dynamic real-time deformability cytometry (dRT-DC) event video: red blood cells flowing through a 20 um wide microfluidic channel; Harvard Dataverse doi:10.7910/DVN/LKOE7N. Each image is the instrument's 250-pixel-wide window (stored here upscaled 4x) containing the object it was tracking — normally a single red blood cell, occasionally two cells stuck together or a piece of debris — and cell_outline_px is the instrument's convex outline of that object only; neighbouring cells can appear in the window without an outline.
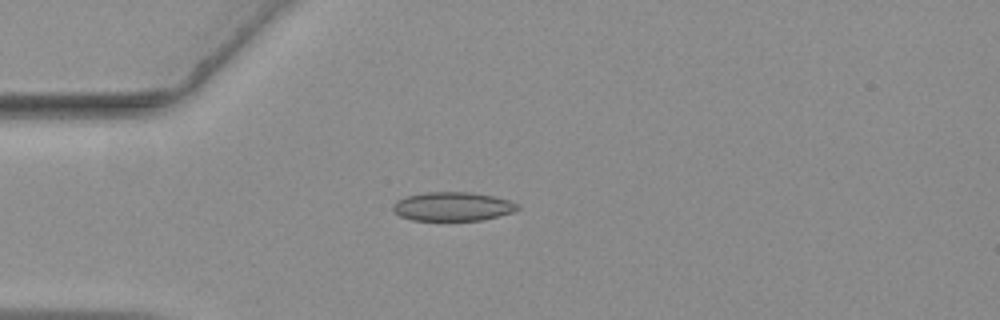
{"species": "common noctule bat (a hibernating species)", "species_latin": "Nyctalus noctula", "temperature_condition": "warm", "stored_images_in_passage": 42, "camera_frame_rate_fps": 3000, "um_per_image_px": 0.085, "animal": {"sex": "female", "body_mass_g": 19.3, "forearm_length_mm": 54.1}, "frame": {"image": 1, "passage_image": 1, "time_ms": 0.0, "image_size_px": [1000, 320], "cell_outline_px": [[520, 208], [512, 212], [480, 220], [412, 220], [400, 216], [392, 208], [392, 204], [396, 200], [404, 196], [428, 192], [468, 192], [492, 196], [508, 200], [520, 204]], "centroid_in_image_um": [38.44, 17.54], "position_along_channel_um": 46.6, "area_um2": 20.87}}
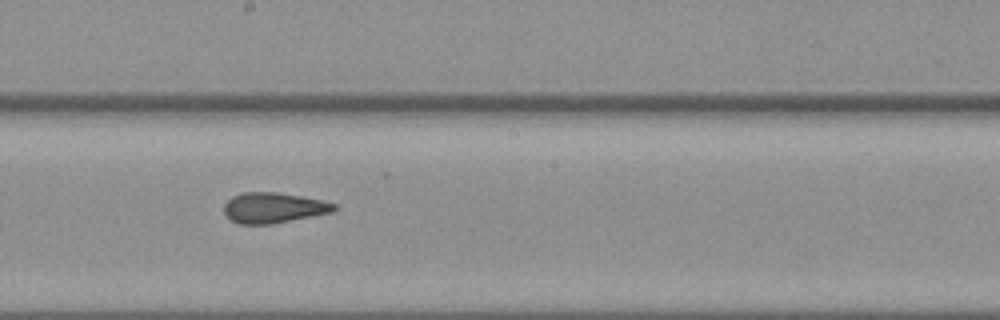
{"frame": {"image": 2, "passage_image": 17, "time_ms": 5.333, "image_size_px": [1000, 320], "cell_outline_px": [[340, 208], [332, 212], [272, 224], [240, 224], [224, 216], [224, 204], [232, 196], [244, 192], [276, 192], [324, 200], [336, 204]], "centroid_in_image_um": [23.26, 17.66], "position_along_channel_um": 224.9, "area_um2": 19.65}}
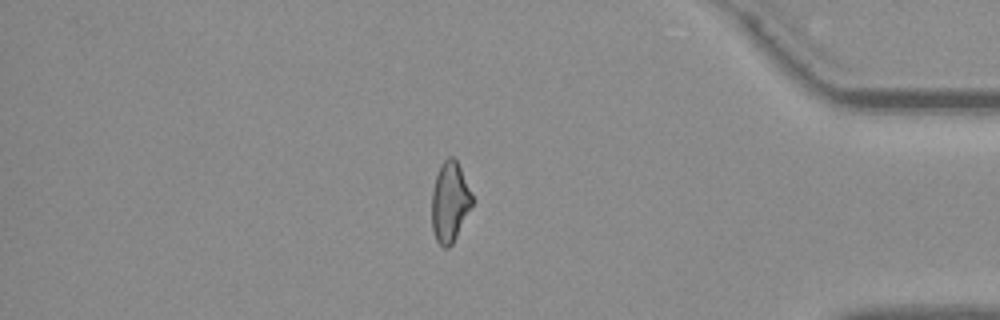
{"frame": {"image": 3, "passage_image": 34, "time_ms": 11.0, "image_size_px": [1000, 320], "cell_outline_px": [[472, 204], [452, 244], [448, 248], [444, 248], [436, 240], [432, 228], [432, 188], [440, 164], [448, 156], [452, 156], [456, 160], [460, 168], [472, 196]], "centroid_in_image_um": [38.2, 17.16], "position_along_channel_um": 397.0, "area_um2": 18.5}, "authors_computed_cell_mechanics": {"area_um2": 19.9699, "velocity_mm_per_s": 3.6498, "shape_relaxation_time_tau1_ms": null, "shape_relaxation_time_tau2_ms": 2.2835, "deformation_change_tau1": null, "deformation_change_tau2": 0.0836}}